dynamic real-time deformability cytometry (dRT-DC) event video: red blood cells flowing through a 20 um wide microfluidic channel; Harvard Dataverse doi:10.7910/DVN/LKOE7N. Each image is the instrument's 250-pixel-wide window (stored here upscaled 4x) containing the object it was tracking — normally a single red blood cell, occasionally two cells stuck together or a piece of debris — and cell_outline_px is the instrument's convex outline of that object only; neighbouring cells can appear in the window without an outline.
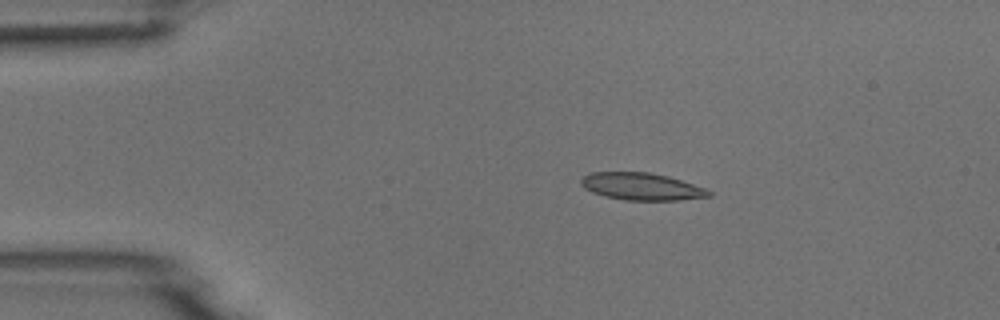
{"species": "common noctule bat (a hibernating species)", "species_latin": "Nyctalus noctula", "temperature_condition": "room temperature", "stored_images_in_passage": 7, "camera_frame_rate_fps": 3000, "um_per_image_px": 0.085, "animal": {"sex": "male", "body_mass_g": 18.8}, "frame": {"image": 1, "passage_image": 2, "time_ms": 1.333, "image_size_px": [1000, 320], "cell_outline_px": [[712, 196], [680, 200], [624, 200], [604, 196], [592, 192], [584, 188], [580, 184], [580, 180], [584, 176], [592, 172], [648, 172], [668, 176], [708, 188], [712, 192]], "centroid_in_image_um": [54.56, 15.85], "position_along_channel_um": 30.4, "area_um2": 20.46}}
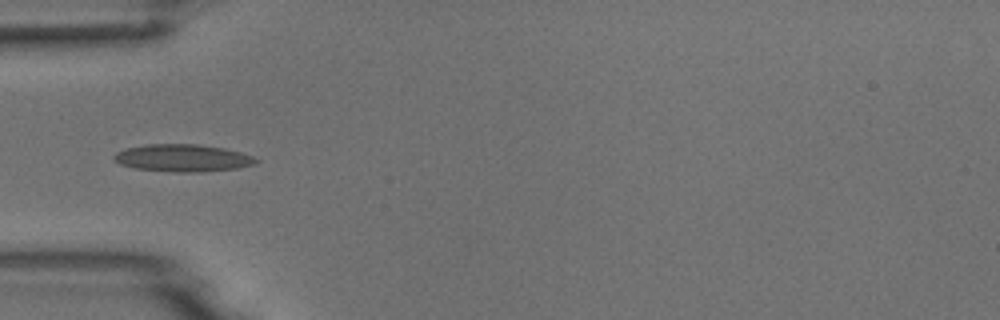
{"frame": {"image": 2, "passage_image": 4, "time_ms": 3.667, "image_size_px": [1000, 320], "cell_outline_px": [[260, 160], [256, 164], [236, 168], [200, 172], [176, 172], [136, 168], [120, 164], [112, 160], [112, 156], [116, 152], [124, 148], [148, 144], [196, 144], [224, 148], [240, 152], [252, 156]], "centroid_in_image_um": [15.5, 13.42], "position_along_channel_um": 69.5, "area_um2": 22.66}}